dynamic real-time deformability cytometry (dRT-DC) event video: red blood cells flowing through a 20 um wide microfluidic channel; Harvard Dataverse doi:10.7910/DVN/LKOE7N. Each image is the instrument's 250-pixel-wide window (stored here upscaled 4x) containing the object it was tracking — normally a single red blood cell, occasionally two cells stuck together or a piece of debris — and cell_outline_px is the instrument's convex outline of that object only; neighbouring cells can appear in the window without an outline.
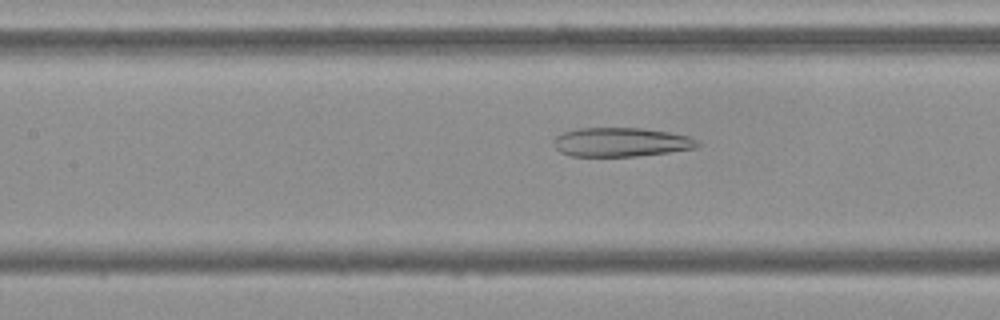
{"species": "Egyptian fruit bat (a non-hibernating species)", "species_latin": "Rousettus aegyptiacus", "temperature_condition": "cold", "stored_images_in_passage": 53, "camera_frame_rate_fps": 3000, "um_per_image_px": 0.085, "frame": {"image": 1, "passage_image": 23, "time_ms": 7.333, "image_size_px": [1000, 320], "cell_outline_px": [[700, 144], [692, 148], [668, 152], [636, 156], [572, 156], [560, 152], [556, 148], [552, 140], [556, 136], [564, 132], [580, 128], [640, 128], [668, 132], [688, 136], [696, 140]], "centroid_in_image_um": [52.73, 12.08], "position_along_channel_um": 154.7, "area_um2": 24.04}}
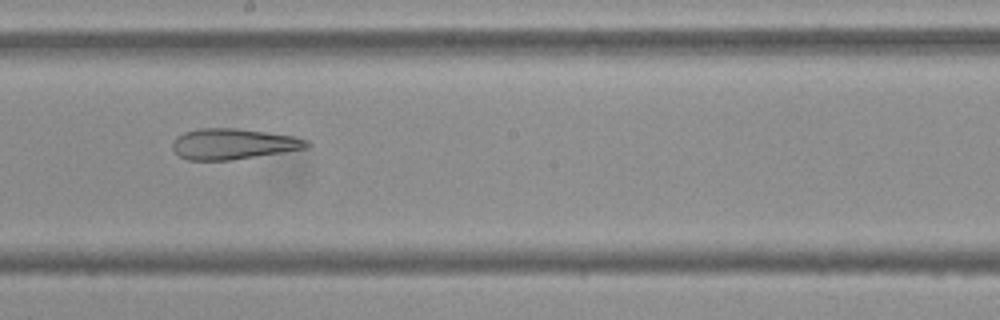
{"frame": {"image": 2, "passage_image": 29, "time_ms": 9.333, "image_size_px": [1000, 320], "cell_outline_px": [[312, 144], [308, 148], [232, 160], [188, 160], [180, 156], [172, 148], [172, 144], [176, 136], [184, 132], [200, 128], [236, 128], [292, 136], [308, 140]], "centroid_in_image_um": [19.82, 12.24], "position_along_channel_um": 228.4, "area_um2": 23.99}}
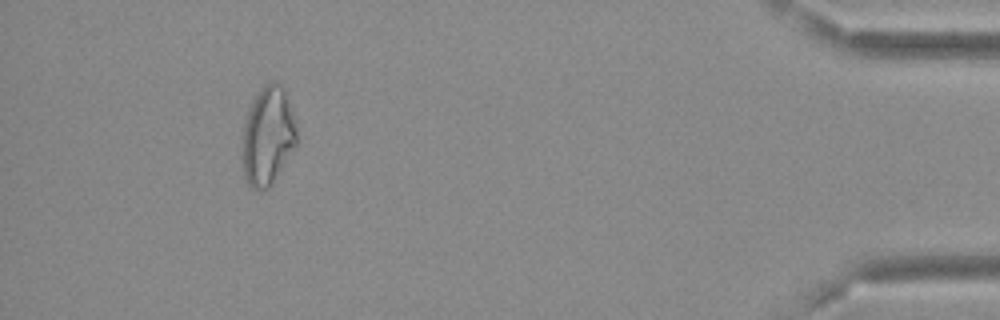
{"frame": {"image": 3, "passage_image": 49, "time_ms": 16.0, "image_size_px": [1000, 320], "cell_outline_px": [[296, 144], [276, 176], [268, 188], [260, 192], [256, 192], [248, 184], [244, 176], [244, 120], [248, 108], [252, 100], [264, 84], [272, 80], [276, 80], [284, 88], [292, 112], [296, 128]], "centroid_in_image_um": [22.76, 11.53], "position_along_channel_um": 412.4, "area_um2": 30.81}, "authors_computed_cell_mechanics": {"area_um2": 29.478, "velocity_mm_per_s": 3.7021, "shape_relaxation_time_tau1_ms": null, "shape_relaxation_time_tau2_ms": 3.2322, "deformation_change_tau1": null, "deformation_change_tau2": 0.1443}}